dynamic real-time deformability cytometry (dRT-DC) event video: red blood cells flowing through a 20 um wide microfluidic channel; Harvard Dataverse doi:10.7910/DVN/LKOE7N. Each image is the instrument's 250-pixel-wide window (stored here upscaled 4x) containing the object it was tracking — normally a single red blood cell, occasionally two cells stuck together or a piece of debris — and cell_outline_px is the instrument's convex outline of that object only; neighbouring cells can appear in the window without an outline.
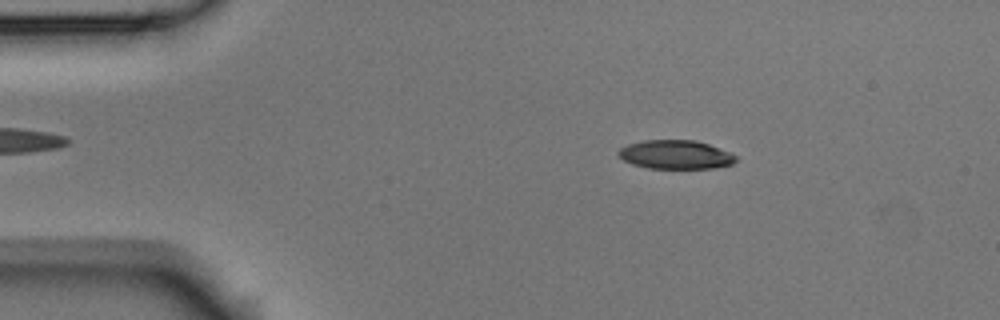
{"species": "Egyptian fruit bat (a non-hibernating species)", "species_latin": "Rousettus aegyptiacus", "temperature_condition": "room temperature", "stored_images_in_passage": 2, "camera_frame_rate_fps": 3000, "um_per_image_px": 0.085, "animal": {"sex": "male"}, "frame": {"image": 1, "passage_image": 2, "time_ms": 0.333, "image_size_px": [1000, 320], "cell_outline_px": [[736, 160], [732, 164], [716, 168], [648, 168], [632, 164], [624, 160], [616, 152], [620, 148], [628, 144], [644, 140], [696, 140], [708, 144], [728, 152], [736, 156]], "centroid_in_image_um": [57.4, 13.14], "position_along_channel_um": 27.6, "area_um2": 19.59}}